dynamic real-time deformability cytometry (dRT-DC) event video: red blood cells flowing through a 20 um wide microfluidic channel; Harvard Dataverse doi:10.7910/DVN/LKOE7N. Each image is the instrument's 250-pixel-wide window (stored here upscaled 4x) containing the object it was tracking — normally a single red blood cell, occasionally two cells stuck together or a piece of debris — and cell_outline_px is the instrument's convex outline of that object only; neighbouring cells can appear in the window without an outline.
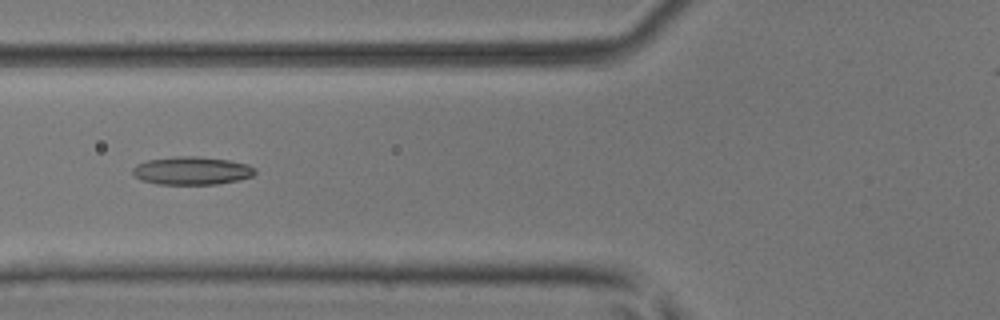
{"species": "common noctule bat (a hibernating species)", "species_latin": "Nyctalus noctula", "temperature_condition": "room temperature", "stored_images_in_passage": 6, "camera_frame_rate_fps": 3000, "um_per_image_px": 0.085, "animal": {"sex": "male", "body_mass_g": 17.9, "forearm_length_mm": 54.2}, "frame": {"image": 1, "passage_image": 6, "time_ms": 1.667, "image_size_px": [1000, 320], "cell_outline_px": [[256, 172], [252, 176], [240, 180], [216, 184], [156, 184], [140, 180], [132, 172], [132, 168], [136, 164], [148, 160], [172, 156], [196, 156], [228, 160], [248, 164], [256, 168]], "centroid_in_image_um": [16.3, 14.51], "position_along_channel_um": 109.5, "area_um2": 20.17}}